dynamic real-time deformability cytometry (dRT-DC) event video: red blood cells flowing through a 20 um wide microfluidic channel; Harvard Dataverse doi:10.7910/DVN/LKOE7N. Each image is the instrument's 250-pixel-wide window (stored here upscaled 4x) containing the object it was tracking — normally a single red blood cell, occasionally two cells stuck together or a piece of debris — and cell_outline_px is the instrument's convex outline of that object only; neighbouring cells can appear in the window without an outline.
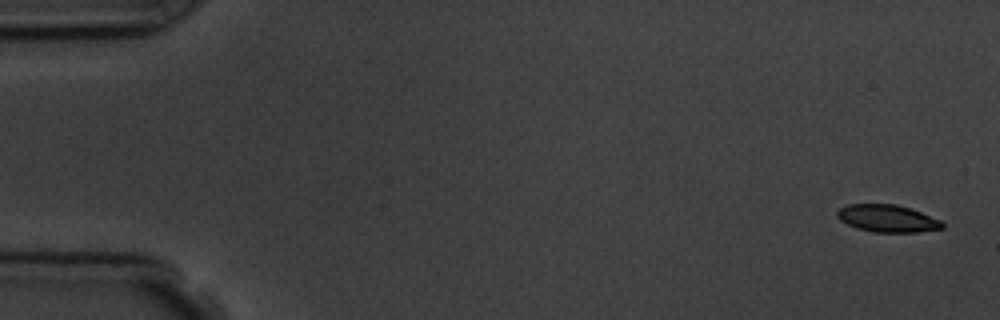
{"species": "common noctule bat (a hibernating species)", "species_latin": "Nyctalus noctula", "temperature_condition": "room temperature", "stored_images_in_passage": 6, "segment_of_instrument_passage": [1, 2], "camera_frame_rate_fps": 3000, "um_per_image_px": 0.085, "animal": {"sex": "male", "body_mass_g": 19.5, "forearm_length_mm": 54.6}, "frame": {"image": 1, "passage_image": 1, "time_ms": 0.0, "image_size_px": [1000, 320], "cell_outline_px": [[944, 228], [916, 232], [872, 232], [856, 228], [840, 220], [836, 216], [836, 212], [840, 208], [848, 204], [896, 204], [920, 212], [940, 220], [944, 224]], "centroid_in_image_um": [75.4, 18.57], "position_along_channel_um": 9.6, "area_um2": 16.65}}
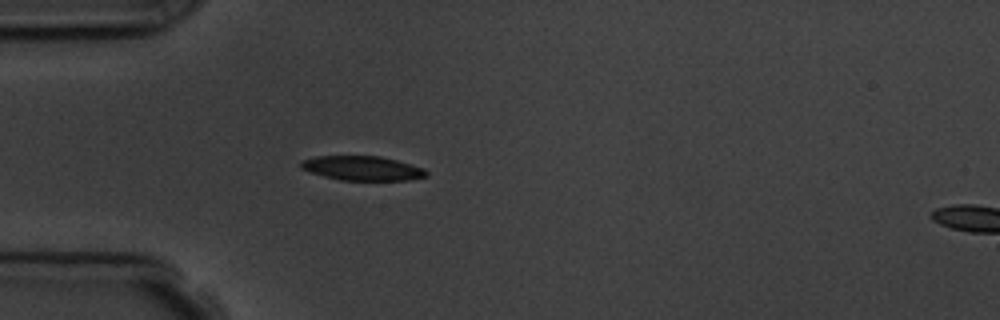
{"frame": {"image": 2, "passage_image": 5, "time_ms": 4.667, "image_size_px": [1000, 320], "cell_outline_px": [[428, 176], [408, 180], [340, 180], [308, 172], [300, 168], [300, 160], [316, 156], [380, 156], [396, 160], [424, 168], [428, 172]], "centroid_in_image_um": [30.77, 14.3], "position_along_channel_um": 54.2, "area_um2": 17.92}}